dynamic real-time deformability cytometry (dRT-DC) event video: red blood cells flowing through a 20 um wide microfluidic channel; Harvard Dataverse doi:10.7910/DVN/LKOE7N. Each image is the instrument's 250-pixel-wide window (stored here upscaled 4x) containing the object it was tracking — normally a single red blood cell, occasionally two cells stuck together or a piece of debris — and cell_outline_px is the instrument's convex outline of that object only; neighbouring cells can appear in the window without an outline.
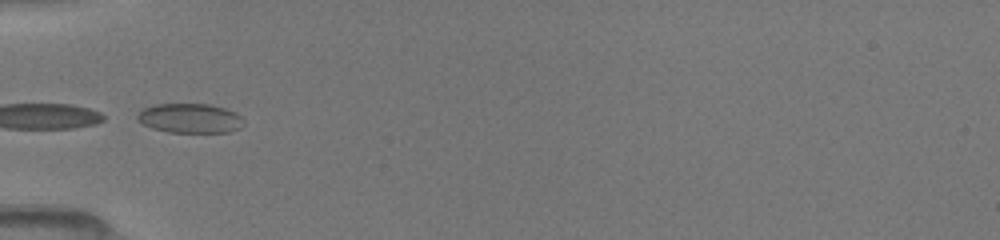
{"species": "common noctule bat (a hibernating species)", "species_latin": "Nyctalus noctula", "temperature_condition": "room temperature", "stored_images_in_passage": 6, "camera_frame_rate_fps": 3000, "um_per_image_px": 0.085, "animal": {"sex": "female", "body_mass_g": 19.5, "forearm_length_mm": 54.1}, "frame": {"image": 1, "passage_image": 1, "time_ms": 0.0, "image_size_px": [1000, 240], "cell_outline_px": [[244, 124], [240, 128], [228, 132], [168, 132], [152, 128], [144, 124], [136, 116], [140, 108], [156, 104], [208, 104], [224, 108], [236, 112], [244, 120]], "centroid_in_image_um": [16.15, 10.04], "position_along_channel_um": 68.9, "area_um2": 18.32}}
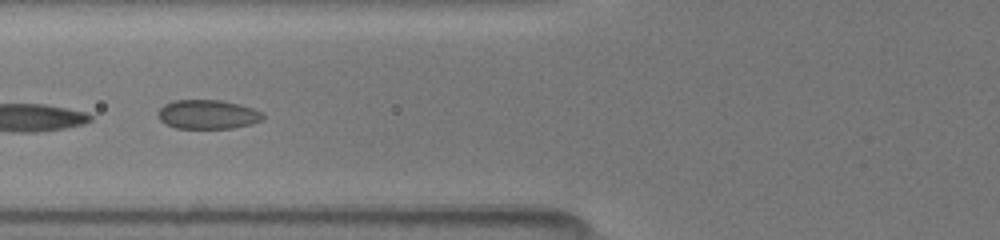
{"frame": {"image": 2, "passage_image": 3, "time_ms": 1.0, "image_size_px": [1000, 240], "cell_outline_px": [[264, 120], [252, 124], [232, 128], [176, 128], [164, 124], [156, 116], [156, 112], [164, 104], [172, 100], [220, 100], [240, 104], [252, 108], [260, 112], [264, 116]], "centroid_in_image_um": [17.61, 9.72], "position_along_channel_um": 108.2, "area_um2": 18.03}}
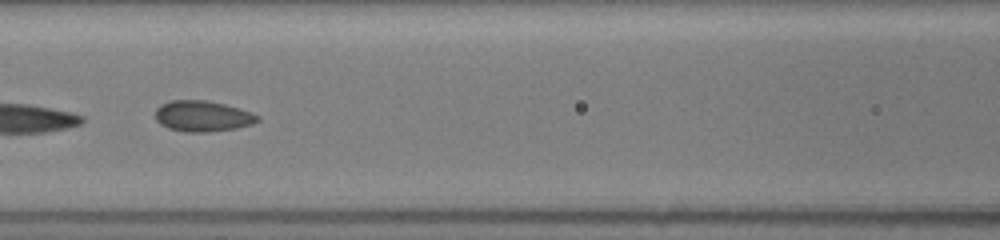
{"frame": {"image": 3, "passage_image": 5, "time_ms": 2.0, "image_size_px": [1000, 240], "cell_outline_px": [[260, 120], [252, 124], [236, 128], [204, 132], [184, 132], [168, 128], [160, 124], [156, 120], [156, 108], [160, 104], [168, 100], [204, 100], [224, 104], [252, 112], [260, 116]], "centroid_in_image_um": [17.2, 9.87], "position_along_channel_um": 149.4, "area_um2": 18.44}}